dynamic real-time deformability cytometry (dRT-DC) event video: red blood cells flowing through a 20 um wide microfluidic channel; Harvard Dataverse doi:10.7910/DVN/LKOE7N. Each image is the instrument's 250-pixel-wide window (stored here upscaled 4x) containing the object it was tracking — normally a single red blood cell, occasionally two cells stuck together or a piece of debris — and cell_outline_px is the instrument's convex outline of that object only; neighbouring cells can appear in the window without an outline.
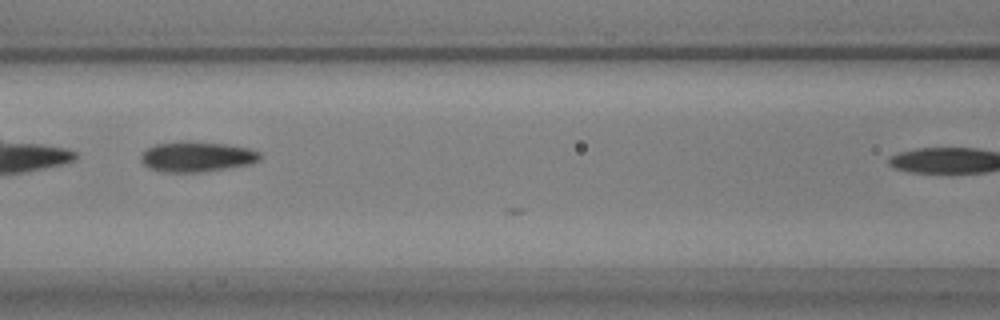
{"species": "common noctule bat (a hibernating species)", "species_latin": "Nyctalus noctula", "temperature_condition": "warm", "stored_images_in_passage": 12, "camera_frame_rate_fps": 3000, "um_per_image_px": 0.085, "animal": {"sex": "male", "body_mass_g": 17.9, "forearm_length_mm": 54.2}, "frame": {"image": 1, "passage_image": 9, "time_ms": 2.667, "image_size_px": [1000, 320], "cell_outline_px": [[264, 156], [260, 160], [252, 164], [196, 172], [160, 172], [148, 168], [140, 160], [140, 156], [148, 148], [156, 144], [180, 140], [188, 140], [224, 144], [248, 148], [260, 152]], "centroid_in_image_um": [16.72, 13.3], "position_along_channel_um": 149.9, "area_um2": 21.21}}